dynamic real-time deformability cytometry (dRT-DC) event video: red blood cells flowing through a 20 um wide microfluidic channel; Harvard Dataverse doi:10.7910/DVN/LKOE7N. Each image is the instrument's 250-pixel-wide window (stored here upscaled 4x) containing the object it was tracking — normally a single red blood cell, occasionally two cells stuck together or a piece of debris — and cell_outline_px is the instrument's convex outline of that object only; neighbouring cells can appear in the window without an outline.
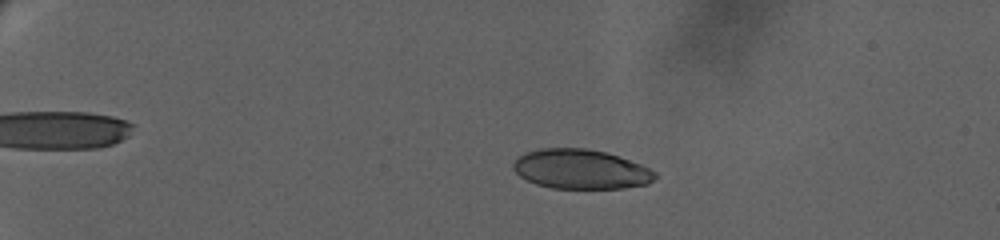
{"species": "human", "species_latin": "Homo sapiens", "temperature_condition": "warm", "stored_images_in_passage": 59, "camera_frame_rate_fps": 3000, "um_per_image_px": 0.085, "donor": {"sex": "female"}, "frame": {"image": 1, "passage_image": 17, "time_ms": 5.333, "image_size_px": [1000, 240], "cell_outline_px": [[656, 176], [648, 184], [624, 188], [552, 188], [536, 184], [520, 176], [512, 168], [512, 164], [524, 152], [540, 148], [588, 148], [604, 152], [640, 164], [656, 172]], "centroid_in_image_um": [49.34, 14.38], "position_along_channel_um": 35.7, "area_um2": 32.48}}
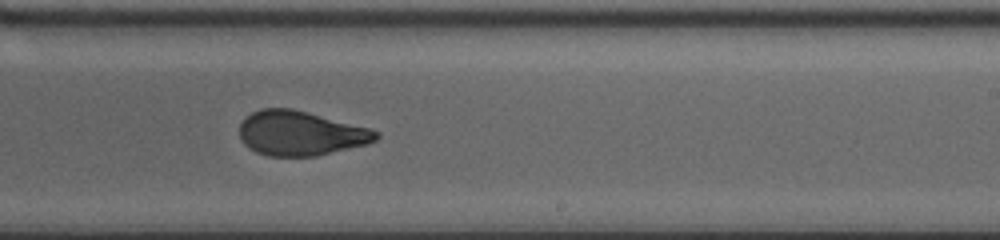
{"frame": {"image": 2, "passage_image": 37, "time_ms": 15.667, "image_size_px": [1000, 240], "cell_outline_px": [[380, 136], [376, 140], [368, 144], [316, 156], [268, 156], [256, 152], [248, 148], [240, 140], [240, 124], [252, 112], [260, 108], [292, 108], [372, 128], [380, 132]], "centroid_in_image_um": [25.57, 11.33], "position_along_channel_um": 263.4, "area_um2": 35.72}}
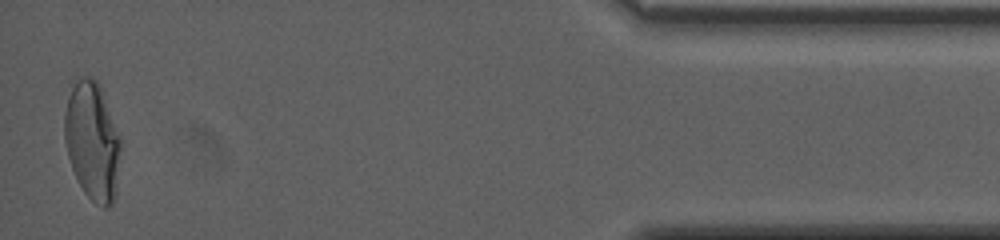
{"frame": {"image": 3, "passage_image": 58, "time_ms": 22.667, "image_size_px": [1000, 240], "cell_outline_px": [[120, 148], [116, 196], [112, 204], [108, 208], [104, 208], [96, 204], [84, 192], [72, 168], [68, 156], [64, 140], [64, 112], [72, 88], [80, 80], [88, 76], [92, 76], [96, 80], [100, 88], [120, 136]], "centroid_in_image_um": [7.85, 12.06], "position_along_channel_um": 427.3, "area_um2": 38.15}, "authors_computed_cell_mechanics": {"area_um2": 34.969, "velocity_mm_per_s": 3.1768, "shape_relaxation_time_tau1_ms": null, "shape_relaxation_time_tau2_ms": 0.9289, "deformation_change_tau1": null, "deformation_change_tau2": 0.0643}}